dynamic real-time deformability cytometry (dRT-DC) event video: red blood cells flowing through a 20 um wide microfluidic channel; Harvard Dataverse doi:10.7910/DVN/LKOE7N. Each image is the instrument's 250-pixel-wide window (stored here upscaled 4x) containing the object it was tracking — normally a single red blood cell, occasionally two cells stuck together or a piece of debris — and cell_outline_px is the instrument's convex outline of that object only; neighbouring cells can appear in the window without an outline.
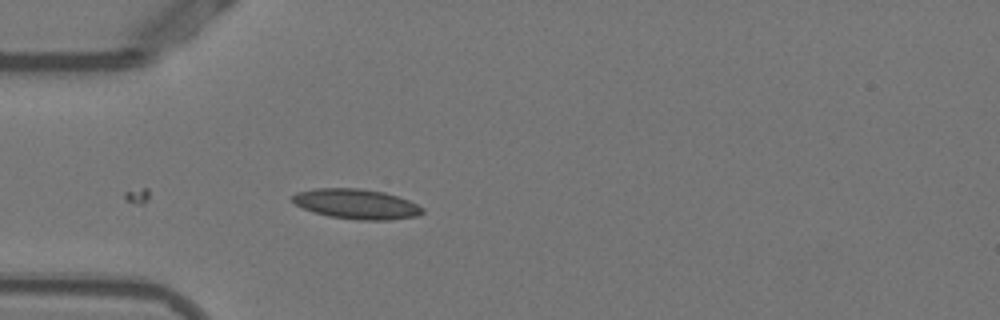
{"species": "Egyptian fruit bat (a non-hibernating species)", "species_latin": "Rousettus aegyptiacus", "temperature_condition": "warm", "stored_images_in_passage": 38, "camera_frame_rate_fps": 3000, "um_per_image_px": 0.085, "animal": {"sex": "female"}, "frame": {"image": 1, "passage_image": 1, "time_ms": 0.0, "image_size_px": [1000, 320], "cell_outline_px": [[424, 212], [416, 216], [388, 220], [360, 220], [328, 216], [312, 212], [296, 204], [292, 200], [292, 196], [296, 192], [316, 188], [360, 188], [384, 192], [408, 200], [424, 208]], "centroid_in_image_um": [30.28, 17.34], "position_along_channel_um": 54.7, "area_um2": 22.66}}
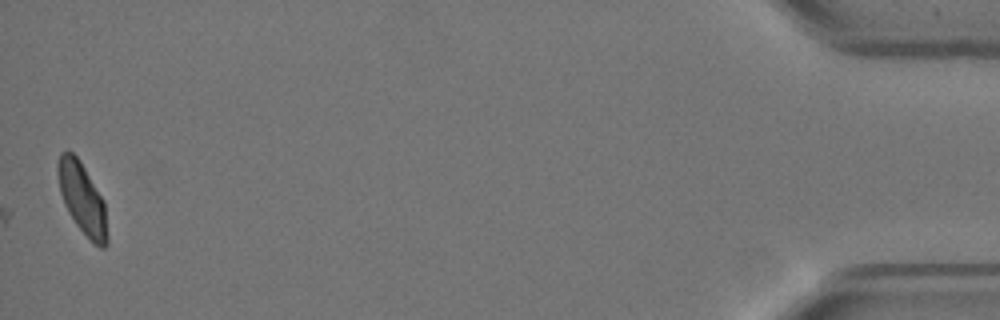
{"frame": {"image": 2, "passage_image": 38, "time_ms": 12.333, "image_size_px": [1000, 320], "cell_outline_px": [[108, 244], [104, 248], [100, 248], [76, 224], [68, 212], [64, 204], [60, 192], [56, 172], [56, 164], [60, 152], [72, 152], [80, 160], [104, 200], [108, 236]], "centroid_in_image_um": [6.98, 16.84], "position_along_channel_um": 428.2, "area_um2": 20.52}}